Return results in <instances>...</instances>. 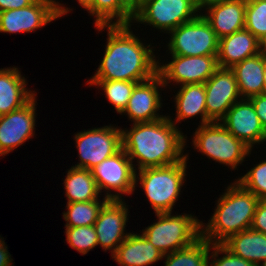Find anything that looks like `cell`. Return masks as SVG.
I'll use <instances>...</instances> for the list:
<instances>
[{
  "instance_id": "cell-25",
  "label": "cell",
  "mask_w": 266,
  "mask_h": 266,
  "mask_svg": "<svg viewBox=\"0 0 266 266\" xmlns=\"http://www.w3.org/2000/svg\"><path fill=\"white\" fill-rule=\"evenodd\" d=\"M62 184L67 203L101 200L100 197H104L97 188L92 171L85 168L71 166Z\"/></svg>"
},
{
  "instance_id": "cell-15",
  "label": "cell",
  "mask_w": 266,
  "mask_h": 266,
  "mask_svg": "<svg viewBox=\"0 0 266 266\" xmlns=\"http://www.w3.org/2000/svg\"><path fill=\"white\" fill-rule=\"evenodd\" d=\"M129 205L123 200L109 199L101 208L94 223L98 245L103 251H111V256L131 232L126 227L129 222ZM126 230V231H125Z\"/></svg>"
},
{
  "instance_id": "cell-32",
  "label": "cell",
  "mask_w": 266,
  "mask_h": 266,
  "mask_svg": "<svg viewBox=\"0 0 266 266\" xmlns=\"http://www.w3.org/2000/svg\"><path fill=\"white\" fill-rule=\"evenodd\" d=\"M245 29L257 39L266 33V1L246 2Z\"/></svg>"
},
{
  "instance_id": "cell-6",
  "label": "cell",
  "mask_w": 266,
  "mask_h": 266,
  "mask_svg": "<svg viewBox=\"0 0 266 266\" xmlns=\"http://www.w3.org/2000/svg\"><path fill=\"white\" fill-rule=\"evenodd\" d=\"M175 214L155 213L156 222L140 232L164 255L188 247L201 237L198 217L192 213Z\"/></svg>"
},
{
  "instance_id": "cell-9",
  "label": "cell",
  "mask_w": 266,
  "mask_h": 266,
  "mask_svg": "<svg viewBox=\"0 0 266 266\" xmlns=\"http://www.w3.org/2000/svg\"><path fill=\"white\" fill-rule=\"evenodd\" d=\"M73 139L78 151L76 168L91 170L103 160L122 149V130L118 125H104L74 133Z\"/></svg>"
},
{
  "instance_id": "cell-40",
  "label": "cell",
  "mask_w": 266,
  "mask_h": 266,
  "mask_svg": "<svg viewBox=\"0 0 266 266\" xmlns=\"http://www.w3.org/2000/svg\"><path fill=\"white\" fill-rule=\"evenodd\" d=\"M197 6L202 9L205 5L212 3V2H216V1H221V0H195Z\"/></svg>"
},
{
  "instance_id": "cell-10",
  "label": "cell",
  "mask_w": 266,
  "mask_h": 266,
  "mask_svg": "<svg viewBox=\"0 0 266 266\" xmlns=\"http://www.w3.org/2000/svg\"><path fill=\"white\" fill-rule=\"evenodd\" d=\"M91 171L100 194L103 193L108 199L123 200L124 195H133L137 190L136 170L123 149L103 160Z\"/></svg>"
},
{
  "instance_id": "cell-41",
  "label": "cell",
  "mask_w": 266,
  "mask_h": 266,
  "mask_svg": "<svg viewBox=\"0 0 266 266\" xmlns=\"http://www.w3.org/2000/svg\"><path fill=\"white\" fill-rule=\"evenodd\" d=\"M133 10H135L138 6H139V4H140V2H141V0H124Z\"/></svg>"
},
{
  "instance_id": "cell-22",
  "label": "cell",
  "mask_w": 266,
  "mask_h": 266,
  "mask_svg": "<svg viewBox=\"0 0 266 266\" xmlns=\"http://www.w3.org/2000/svg\"><path fill=\"white\" fill-rule=\"evenodd\" d=\"M259 53V40L250 31L243 29L219 39L218 66L232 68Z\"/></svg>"
},
{
  "instance_id": "cell-39",
  "label": "cell",
  "mask_w": 266,
  "mask_h": 266,
  "mask_svg": "<svg viewBox=\"0 0 266 266\" xmlns=\"http://www.w3.org/2000/svg\"><path fill=\"white\" fill-rule=\"evenodd\" d=\"M84 10H88L93 5V0H76Z\"/></svg>"
},
{
  "instance_id": "cell-12",
  "label": "cell",
  "mask_w": 266,
  "mask_h": 266,
  "mask_svg": "<svg viewBox=\"0 0 266 266\" xmlns=\"http://www.w3.org/2000/svg\"><path fill=\"white\" fill-rule=\"evenodd\" d=\"M35 94L21 108L0 115V157L11 153L35 136L37 114ZM33 137V138H32Z\"/></svg>"
},
{
  "instance_id": "cell-17",
  "label": "cell",
  "mask_w": 266,
  "mask_h": 266,
  "mask_svg": "<svg viewBox=\"0 0 266 266\" xmlns=\"http://www.w3.org/2000/svg\"><path fill=\"white\" fill-rule=\"evenodd\" d=\"M219 122L251 150L266 142V131L249 99L234 103Z\"/></svg>"
},
{
  "instance_id": "cell-18",
  "label": "cell",
  "mask_w": 266,
  "mask_h": 266,
  "mask_svg": "<svg viewBox=\"0 0 266 266\" xmlns=\"http://www.w3.org/2000/svg\"><path fill=\"white\" fill-rule=\"evenodd\" d=\"M200 13L209 22L218 39L245 29V0L212 2L205 5Z\"/></svg>"
},
{
  "instance_id": "cell-37",
  "label": "cell",
  "mask_w": 266,
  "mask_h": 266,
  "mask_svg": "<svg viewBox=\"0 0 266 266\" xmlns=\"http://www.w3.org/2000/svg\"><path fill=\"white\" fill-rule=\"evenodd\" d=\"M12 261L13 259L8 251V246L5 243L4 237L0 235V266H14Z\"/></svg>"
},
{
  "instance_id": "cell-35",
  "label": "cell",
  "mask_w": 266,
  "mask_h": 266,
  "mask_svg": "<svg viewBox=\"0 0 266 266\" xmlns=\"http://www.w3.org/2000/svg\"><path fill=\"white\" fill-rule=\"evenodd\" d=\"M251 229L266 235V200H259Z\"/></svg>"
},
{
  "instance_id": "cell-21",
  "label": "cell",
  "mask_w": 266,
  "mask_h": 266,
  "mask_svg": "<svg viewBox=\"0 0 266 266\" xmlns=\"http://www.w3.org/2000/svg\"><path fill=\"white\" fill-rule=\"evenodd\" d=\"M111 257L119 266H151L164 254L142 233L131 232Z\"/></svg>"
},
{
  "instance_id": "cell-31",
  "label": "cell",
  "mask_w": 266,
  "mask_h": 266,
  "mask_svg": "<svg viewBox=\"0 0 266 266\" xmlns=\"http://www.w3.org/2000/svg\"><path fill=\"white\" fill-rule=\"evenodd\" d=\"M235 180L259 200H266V159L254 164L246 174Z\"/></svg>"
},
{
  "instance_id": "cell-36",
  "label": "cell",
  "mask_w": 266,
  "mask_h": 266,
  "mask_svg": "<svg viewBox=\"0 0 266 266\" xmlns=\"http://www.w3.org/2000/svg\"><path fill=\"white\" fill-rule=\"evenodd\" d=\"M249 100L252 102L256 114L266 131V94L262 93L260 95L253 96L249 98Z\"/></svg>"
},
{
  "instance_id": "cell-8",
  "label": "cell",
  "mask_w": 266,
  "mask_h": 266,
  "mask_svg": "<svg viewBox=\"0 0 266 266\" xmlns=\"http://www.w3.org/2000/svg\"><path fill=\"white\" fill-rule=\"evenodd\" d=\"M166 52L180 56H217L219 39L200 13L168 33ZM169 51V52H168Z\"/></svg>"
},
{
  "instance_id": "cell-24",
  "label": "cell",
  "mask_w": 266,
  "mask_h": 266,
  "mask_svg": "<svg viewBox=\"0 0 266 266\" xmlns=\"http://www.w3.org/2000/svg\"><path fill=\"white\" fill-rule=\"evenodd\" d=\"M236 78L242 99L263 93L264 55L257 54L230 68Z\"/></svg>"
},
{
  "instance_id": "cell-14",
  "label": "cell",
  "mask_w": 266,
  "mask_h": 266,
  "mask_svg": "<svg viewBox=\"0 0 266 266\" xmlns=\"http://www.w3.org/2000/svg\"><path fill=\"white\" fill-rule=\"evenodd\" d=\"M59 20L56 5L48 0H35L31 5L0 12V33H31Z\"/></svg>"
},
{
  "instance_id": "cell-43",
  "label": "cell",
  "mask_w": 266,
  "mask_h": 266,
  "mask_svg": "<svg viewBox=\"0 0 266 266\" xmlns=\"http://www.w3.org/2000/svg\"><path fill=\"white\" fill-rule=\"evenodd\" d=\"M246 2H258V1H266V0H245Z\"/></svg>"
},
{
  "instance_id": "cell-1",
  "label": "cell",
  "mask_w": 266,
  "mask_h": 266,
  "mask_svg": "<svg viewBox=\"0 0 266 266\" xmlns=\"http://www.w3.org/2000/svg\"><path fill=\"white\" fill-rule=\"evenodd\" d=\"M127 25L94 26L98 33L107 31L104 55L89 80L144 82L158 74L156 47L139 39ZM137 35V36H136ZM155 47V48H154Z\"/></svg>"
},
{
  "instance_id": "cell-4",
  "label": "cell",
  "mask_w": 266,
  "mask_h": 266,
  "mask_svg": "<svg viewBox=\"0 0 266 266\" xmlns=\"http://www.w3.org/2000/svg\"><path fill=\"white\" fill-rule=\"evenodd\" d=\"M189 153L185 152L182 161L154 168H145L136 171L135 188L145 193L146 200L152 206L154 213L173 212L187 176ZM139 182V183H138Z\"/></svg>"
},
{
  "instance_id": "cell-38",
  "label": "cell",
  "mask_w": 266,
  "mask_h": 266,
  "mask_svg": "<svg viewBox=\"0 0 266 266\" xmlns=\"http://www.w3.org/2000/svg\"><path fill=\"white\" fill-rule=\"evenodd\" d=\"M259 52L266 57V33L259 39Z\"/></svg>"
},
{
  "instance_id": "cell-28",
  "label": "cell",
  "mask_w": 266,
  "mask_h": 266,
  "mask_svg": "<svg viewBox=\"0 0 266 266\" xmlns=\"http://www.w3.org/2000/svg\"><path fill=\"white\" fill-rule=\"evenodd\" d=\"M107 197L102 200H93L88 202L66 203V211L62 212L65 220V227H78L94 225L103 205L108 201Z\"/></svg>"
},
{
  "instance_id": "cell-13",
  "label": "cell",
  "mask_w": 266,
  "mask_h": 266,
  "mask_svg": "<svg viewBox=\"0 0 266 266\" xmlns=\"http://www.w3.org/2000/svg\"><path fill=\"white\" fill-rule=\"evenodd\" d=\"M164 86L162 77L156 74L149 80L138 83L132 92L128 104L120 115L135 123L151 122L167 116L160 112L163 107L162 92ZM161 90V91H160ZM161 93V94H160Z\"/></svg>"
},
{
  "instance_id": "cell-2",
  "label": "cell",
  "mask_w": 266,
  "mask_h": 266,
  "mask_svg": "<svg viewBox=\"0 0 266 266\" xmlns=\"http://www.w3.org/2000/svg\"><path fill=\"white\" fill-rule=\"evenodd\" d=\"M131 124L129 129L121 127L122 149L136 171L170 165L185 158L189 140L168 115L160 120Z\"/></svg>"
},
{
  "instance_id": "cell-23",
  "label": "cell",
  "mask_w": 266,
  "mask_h": 266,
  "mask_svg": "<svg viewBox=\"0 0 266 266\" xmlns=\"http://www.w3.org/2000/svg\"><path fill=\"white\" fill-rule=\"evenodd\" d=\"M230 252L254 263L266 266V235L247 229L230 236L222 243Z\"/></svg>"
},
{
  "instance_id": "cell-5",
  "label": "cell",
  "mask_w": 266,
  "mask_h": 266,
  "mask_svg": "<svg viewBox=\"0 0 266 266\" xmlns=\"http://www.w3.org/2000/svg\"><path fill=\"white\" fill-rule=\"evenodd\" d=\"M191 135L192 147L202 156L218 164L227 166L231 171L244 165L246 157H250L253 150L241 140L232 135L220 122H210L198 126Z\"/></svg>"
},
{
  "instance_id": "cell-20",
  "label": "cell",
  "mask_w": 266,
  "mask_h": 266,
  "mask_svg": "<svg viewBox=\"0 0 266 266\" xmlns=\"http://www.w3.org/2000/svg\"><path fill=\"white\" fill-rule=\"evenodd\" d=\"M27 84L20 68L10 66L0 69V115L21 108L37 93Z\"/></svg>"
},
{
  "instance_id": "cell-26",
  "label": "cell",
  "mask_w": 266,
  "mask_h": 266,
  "mask_svg": "<svg viewBox=\"0 0 266 266\" xmlns=\"http://www.w3.org/2000/svg\"><path fill=\"white\" fill-rule=\"evenodd\" d=\"M94 26L132 24L134 10L124 0H93L87 10Z\"/></svg>"
},
{
  "instance_id": "cell-30",
  "label": "cell",
  "mask_w": 266,
  "mask_h": 266,
  "mask_svg": "<svg viewBox=\"0 0 266 266\" xmlns=\"http://www.w3.org/2000/svg\"><path fill=\"white\" fill-rule=\"evenodd\" d=\"M65 236L66 243L82 255L99 246L94 225L65 227Z\"/></svg>"
},
{
  "instance_id": "cell-34",
  "label": "cell",
  "mask_w": 266,
  "mask_h": 266,
  "mask_svg": "<svg viewBox=\"0 0 266 266\" xmlns=\"http://www.w3.org/2000/svg\"><path fill=\"white\" fill-rule=\"evenodd\" d=\"M35 0H0V12L11 9H19L31 5ZM56 5L58 19L67 16L68 13L73 12V8L65 6L64 3H59V0H48Z\"/></svg>"
},
{
  "instance_id": "cell-27",
  "label": "cell",
  "mask_w": 266,
  "mask_h": 266,
  "mask_svg": "<svg viewBox=\"0 0 266 266\" xmlns=\"http://www.w3.org/2000/svg\"><path fill=\"white\" fill-rule=\"evenodd\" d=\"M211 243L200 237L188 247L164 255L165 266H209Z\"/></svg>"
},
{
  "instance_id": "cell-3",
  "label": "cell",
  "mask_w": 266,
  "mask_h": 266,
  "mask_svg": "<svg viewBox=\"0 0 266 266\" xmlns=\"http://www.w3.org/2000/svg\"><path fill=\"white\" fill-rule=\"evenodd\" d=\"M259 199L234 180L217 198L214 213L201 221V237L222 244L230 236L251 228Z\"/></svg>"
},
{
  "instance_id": "cell-16",
  "label": "cell",
  "mask_w": 266,
  "mask_h": 266,
  "mask_svg": "<svg viewBox=\"0 0 266 266\" xmlns=\"http://www.w3.org/2000/svg\"><path fill=\"white\" fill-rule=\"evenodd\" d=\"M204 85L207 123L219 122L232 105L242 99L230 68L219 67Z\"/></svg>"
},
{
  "instance_id": "cell-11",
  "label": "cell",
  "mask_w": 266,
  "mask_h": 266,
  "mask_svg": "<svg viewBox=\"0 0 266 266\" xmlns=\"http://www.w3.org/2000/svg\"><path fill=\"white\" fill-rule=\"evenodd\" d=\"M158 58V74L169 89L172 82L174 86L205 83L219 68L217 56L171 55L166 63Z\"/></svg>"
},
{
  "instance_id": "cell-42",
  "label": "cell",
  "mask_w": 266,
  "mask_h": 266,
  "mask_svg": "<svg viewBox=\"0 0 266 266\" xmlns=\"http://www.w3.org/2000/svg\"><path fill=\"white\" fill-rule=\"evenodd\" d=\"M264 83H263V93L266 94V57L264 56Z\"/></svg>"
},
{
  "instance_id": "cell-29",
  "label": "cell",
  "mask_w": 266,
  "mask_h": 266,
  "mask_svg": "<svg viewBox=\"0 0 266 266\" xmlns=\"http://www.w3.org/2000/svg\"><path fill=\"white\" fill-rule=\"evenodd\" d=\"M86 82L90 87L95 86L102 89L106 100L108 99L109 104L114 106L119 115L126 108L134 87L138 84L122 80H87Z\"/></svg>"
},
{
  "instance_id": "cell-19",
  "label": "cell",
  "mask_w": 266,
  "mask_h": 266,
  "mask_svg": "<svg viewBox=\"0 0 266 266\" xmlns=\"http://www.w3.org/2000/svg\"><path fill=\"white\" fill-rule=\"evenodd\" d=\"M174 98V107L176 108L175 117L168 114L169 120L179 128L181 122H185L188 119L200 118L199 125L207 124V112H206V93L204 83L199 84H186L179 87ZM197 116V117H196ZM174 118V119H173Z\"/></svg>"
},
{
  "instance_id": "cell-7",
  "label": "cell",
  "mask_w": 266,
  "mask_h": 266,
  "mask_svg": "<svg viewBox=\"0 0 266 266\" xmlns=\"http://www.w3.org/2000/svg\"><path fill=\"white\" fill-rule=\"evenodd\" d=\"M201 12L195 0H141L134 10L133 23L149 25L168 34Z\"/></svg>"
},
{
  "instance_id": "cell-33",
  "label": "cell",
  "mask_w": 266,
  "mask_h": 266,
  "mask_svg": "<svg viewBox=\"0 0 266 266\" xmlns=\"http://www.w3.org/2000/svg\"><path fill=\"white\" fill-rule=\"evenodd\" d=\"M221 254V255H220ZM220 255V257H219ZM209 266H256L230 252L223 244H211Z\"/></svg>"
}]
</instances>
